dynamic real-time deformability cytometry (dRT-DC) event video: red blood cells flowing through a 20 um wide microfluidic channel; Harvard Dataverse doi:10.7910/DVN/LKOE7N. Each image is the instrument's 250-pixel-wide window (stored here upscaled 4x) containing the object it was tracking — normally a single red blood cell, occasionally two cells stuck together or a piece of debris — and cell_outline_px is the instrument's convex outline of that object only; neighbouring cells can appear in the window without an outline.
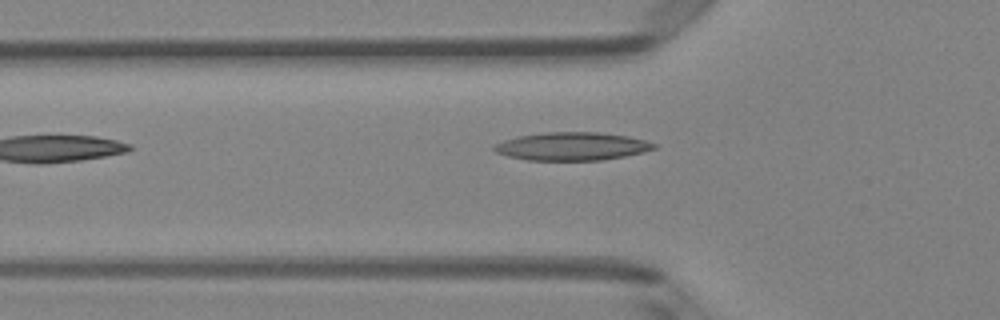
{"species": "Egyptian fruit bat (a non-hibernating species)", "species_latin": "Rousettus aegyptiacus", "temperature_condition": "room temperature", "stored_images_in_passage": 6, "camera_frame_rate_fps": 3000, "um_per_image_px": 0.085, "animal": {"sex": "female"}, "frame": {"image": 1, "passage_image": 5, "time_ms": 1.333, "image_size_px": [1000, 320], "cell_outline_px": [[656, 148], [624, 156], [604, 160], [528, 160], [508, 156], [496, 152], [492, 148], [496, 144], [504, 140], [520, 136], [544, 132], [596, 132], [628, 136], [644, 140], [656, 144]], "centroid_in_image_um": [48.6, 12.44], "position_along_channel_um": 77.2, "area_um2": 25.89}}
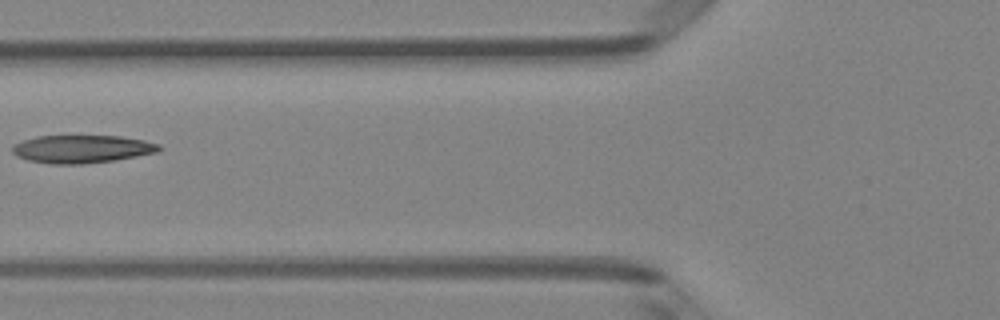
{"frame": {"image": 2, "passage_image": 6, "time_ms": 1.667, "image_size_px": [1000, 320], "cell_outline_px": [[164, 148], [156, 152], [116, 160], [80, 164], [52, 164], [28, 160], [16, 156], [12, 152], [12, 144], [36, 136], [120, 136], [144, 140], [160, 144]], "centroid_in_image_um": [6.96, 12.66], "position_along_channel_um": 118.8, "area_um2": 23.93}}